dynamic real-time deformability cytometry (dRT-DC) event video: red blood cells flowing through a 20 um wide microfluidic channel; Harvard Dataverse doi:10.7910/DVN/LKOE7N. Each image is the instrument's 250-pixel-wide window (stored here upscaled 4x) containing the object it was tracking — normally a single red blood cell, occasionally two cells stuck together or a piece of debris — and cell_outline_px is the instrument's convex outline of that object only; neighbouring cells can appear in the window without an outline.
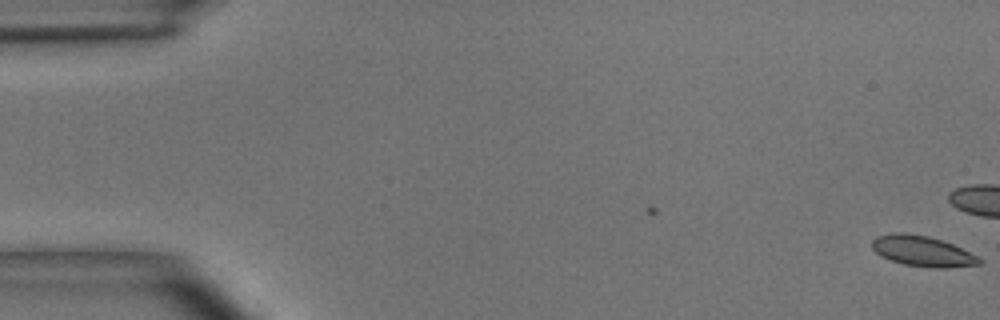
{"species": "common noctule bat (a hibernating species)", "species_latin": "Nyctalus noctula", "temperature_condition": "room temperature", "stored_images_in_passage": 4, "camera_frame_rate_fps": 3000, "um_per_image_px": 0.085, "animal": {"sex": "male", "body_mass_g": 15.6}, "frame": {"image": 1, "passage_image": 4, "time_ms": 1.0, "image_size_px": [1000, 320], "cell_outline_px": [[984, 260], [980, 264], [948, 268], [928, 268], [904, 264], [880, 256], [872, 248], [872, 240], [876, 236], [892, 232], [904, 232], [928, 236], [952, 244]], "centroid_in_image_um": [78.38, 21.35], "position_along_channel_um": 6.6, "area_um2": 19.07}}